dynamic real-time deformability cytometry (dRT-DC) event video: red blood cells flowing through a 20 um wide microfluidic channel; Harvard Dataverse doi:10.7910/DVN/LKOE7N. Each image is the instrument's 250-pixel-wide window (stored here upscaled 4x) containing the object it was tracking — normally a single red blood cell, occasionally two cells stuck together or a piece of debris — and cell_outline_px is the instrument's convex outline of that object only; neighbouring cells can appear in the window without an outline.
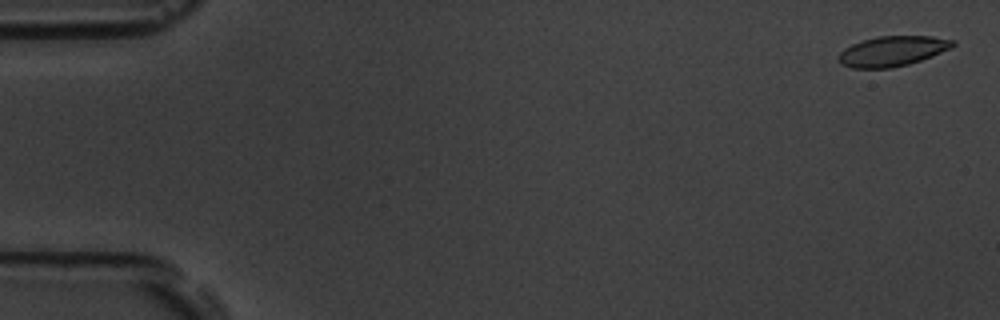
{"species": "common noctule bat (a hibernating species)", "species_latin": "Nyctalus noctula", "temperature_condition": "room temperature", "stored_images_in_passage": 55, "camera_frame_rate_fps": 3000, "um_per_image_px": 0.085, "animal": {"sex": "male", "body_mass_g": 19.5, "forearm_length_mm": 54.6}, "frame": {"image": 1, "passage_image": 2, "time_ms": 0.333, "image_size_px": [1000, 320], "cell_outline_px": [[956, 44], [952, 48], [932, 56], [908, 64], [892, 68], [852, 68], [840, 64], [836, 60], [836, 56], [844, 48], [852, 44], [876, 36], [932, 36], [956, 40]], "centroid_in_image_um": [75.84, 4.35], "position_along_channel_um": 9.2, "area_um2": 20.29}}
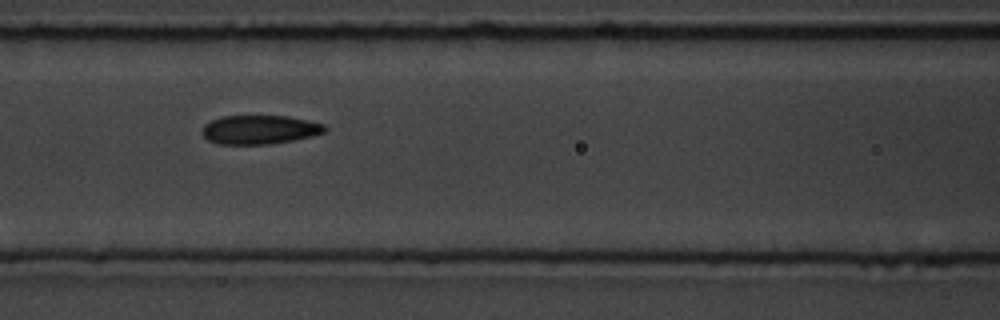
{"frame": {"image": 2, "passage_image": 24, "time_ms": 7.667, "image_size_px": [1000, 320], "cell_outline_px": [[328, 128], [324, 132], [312, 136], [292, 140], [268, 144], [216, 144], [208, 140], [200, 132], [204, 124], [220, 116], [288, 116], [308, 120], [324, 124]], "centroid_in_image_um": [22.04, 11.01], "position_along_channel_um": 144.6, "area_um2": 20.75}}
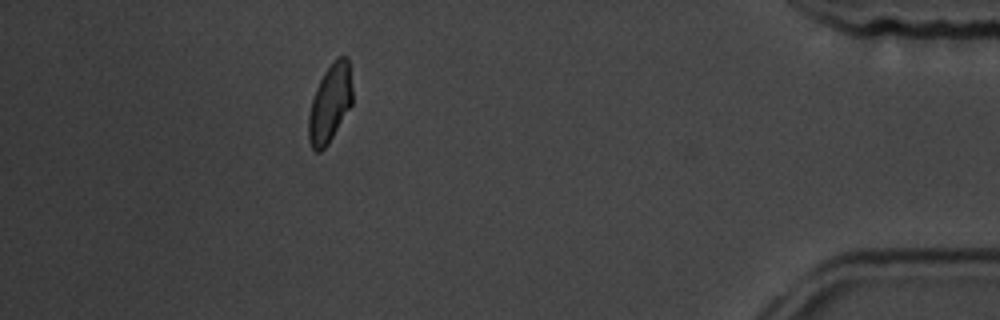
{"frame": {"image": 3, "passage_image": 49, "time_ms": 16.0, "image_size_px": [1000, 320], "cell_outline_px": [[352, 104], [328, 144], [320, 152], [316, 152], [312, 148], [308, 140], [308, 116], [312, 100], [316, 88], [324, 72], [336, 56], [348, 56], [352, 88]], "centroid_in_image_um": [28.04, 8.77], "position_along_channel_um": 407.2, "area_um2": 20.0}, "authors_computed_cell_mechanics": {"area_um2": 20.808, "velocity_mm_per_s": 3.772, "shape_relaxation_time_tau1_ms": 3.9763, "shape_relaxation_time_tau2_ms": 3.2627, "deformation_change_tau1": 0.1106, "deformation_change_tau2": 0.0671}}